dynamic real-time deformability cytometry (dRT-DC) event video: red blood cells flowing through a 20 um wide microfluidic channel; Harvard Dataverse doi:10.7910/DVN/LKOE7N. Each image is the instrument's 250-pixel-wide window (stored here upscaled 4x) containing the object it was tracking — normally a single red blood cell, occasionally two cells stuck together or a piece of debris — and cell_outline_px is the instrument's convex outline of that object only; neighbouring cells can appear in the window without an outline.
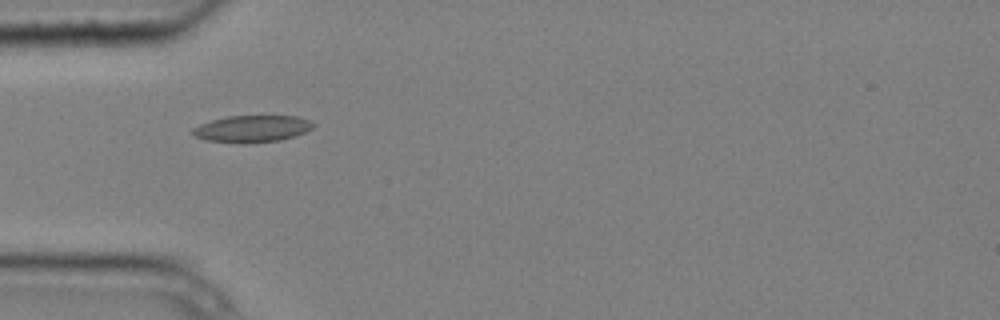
{"species": "common noctule bat (a hibernating species)", "species_latin": "Nyctalus noctula", "temperature_condition": "cold", "stored_images_in_passage": 10, "camera_frame_rate_fps": 3000, "um_per_image_px": 0.085, "animal": {"sex": "male", "body_mass_g": 20.4}, "frame": {"image": 1, "passage_image": 4, "time_ms": 1.0, "image_size_px": [1000, 320], "cell_outline_px": [[316, 124], [312, 128], [304, 132], [280, 140], [244, 144], [204, 140], [192, 136], [192, 128], [200, 124], [212, 120], [228, 116], [296, 116], [312, 120]], "centroid_in_image_um": [21.4, 10.95], "position_along_channel_um": 63.6, "area_um2": 19.02}}
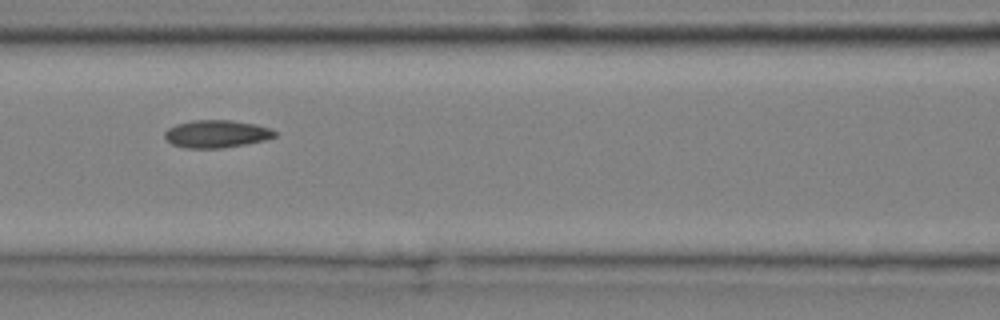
{"frame": {"image": 2, "passage_image": 6, "time_ms": 1.667, "image_size_px": [1000, 320], "cell_outline_px": [[276, 136], [264, 140], [224, 148], [184, 148], [172, 144], [164, 136], [164, 132], [168, 128], [176, 124], [192, 120], [232, 120], [256, 124], [268, 128], [276, 132]], "centroid_in_image_um": [18.37, 11.38], "position_along_channel_um": 148.2, "area_um2": 17.69}}
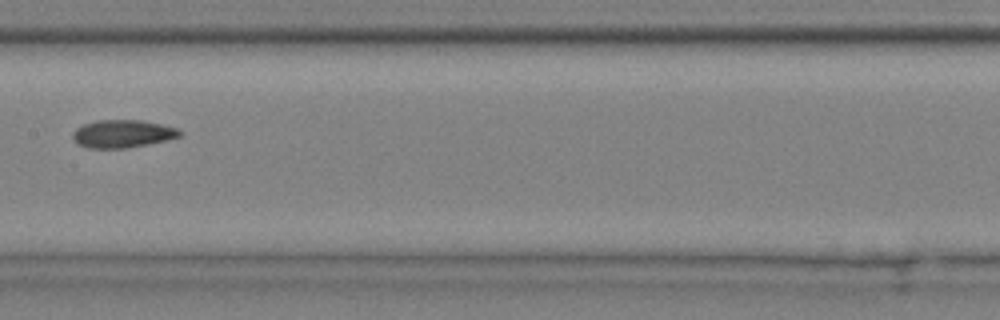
{"frame": {"image": 3, "passage_image": 7, "time_ms": 2.0, "image_size_px": [1000, 320], "cell_outline_px": [[180, 136], [148, 144], [128, 148], [88, 148], [72, 140], [72, 132], [76, 128], [84, 124], [96, 120], [144, 120], [176, 128], [180, 132]], "centroid_in_image_um": [10.36, 11.36], "position_along_channel_um": 197.0, "area_um2": 17.22}}